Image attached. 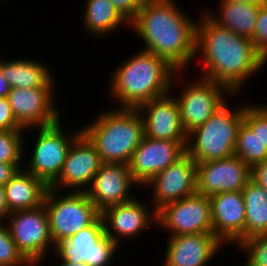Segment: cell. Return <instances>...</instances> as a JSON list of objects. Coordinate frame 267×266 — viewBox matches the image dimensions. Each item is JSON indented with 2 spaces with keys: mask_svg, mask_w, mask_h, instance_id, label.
<instances>
[{
  "mask_svg": "<svg viewBox=\"0 0 267 266\" xmlns=\"http://www.w3.org/2000/svg\"><path fill=\"white\" fill-rule=\"evenodd\" d=\"M201 15L198 18L200 22H196L195 41V59L200 57V61L196 62L202 65L200 77L213 80L237 96L244 83L255 74L257 76L260 69L263 70L267 59L255 48L251 39L219 27L204 11Z\"/></svg>",
  "mask_w": 267,
  "mask_h": 266,
  "instance_id": "6da1fadb",
  "label": "cell"
},
{
  "mask_svg": "<svg viewBox=\"0 0 267 266\" xmlns=\"http://www.w3.org/2000/svg\"><path fill=\"white\" fill-rule=\"evenodd\" d=\"M181 9L175 0L142 4L129 28L144 43L141 50L154 53L177 71L185 72L196 57L197 21Z\"/></svg>",
  "mask_w": 267,
  "mask_h": 266,
  "instance_id": "7a4b0ae2",
  "label": "cell"
},
{
  "mask_svg": "<svg viewBox=\"0 0 267 266\" xmlns=\"http://www.w3.org/2000/svg\"><path fill=\"white\" fill-rule=\"evenodd\" d=\"M111 73L108 97L116 108L131 109L173 92L175 81L184 76L165 59L141 49Z\"/></svg>",
  "mask_w": 267,
  "mask_h": 266,
  "instance_id": "3957f363",
  "label": "cell"
},
{
  "mask_svg": "<svg viewBox=\"0 0 267 266\" xmlns=\"http://www.w3.org/2000/svg\"><path fill=\"white\" fill-rule=\"evenodd\" d=\"M109 109L81 126L82 133L95 146L103 163L128 165L144 138L141 113L131 108Z\"/></svg>",
  "mask_w": 267,
  "mask_h": 266,
  "instance_id": "277c9868",
  "label": "cell"
},
{
  "mask_svg": "<svg viewBox=\"0 0 267 266\" xmlns=\"http://www.w3.org/2000/svg\"><path fill=\"white\" fill-rule=\"evenodd\" d=\"M227 102L207 122L187 135L186 152L196 163L234 155L238 130L243 122L244 104L234 109Z\"/></svg>",
  "mask_w": 267,
  "mask_h": 266,
  "instance_id": "5b68a950",
  "label": "cell"
},
{
  "mask_svg": "<svg viewBox=\"0 0 267 266\" xmlns=\"http://www.w3.org/2000/svg\"><path fill=\"white\" fill-rule=\"evenodd\" d=\"M62 193L49 187L44 199L54 245L91 226L100 217L86 191Z\"/></svg>",
  "mask_w": 267,
  "mask_h": 266,
  "instance_id": "8992f818",
  "label": "cell"
},
{
  "mask_svg": "<svg viewBox=\"0 0 267 266\" xmlns=\"http://www.w3.org/2000/svg\"><path fill=\"white\" fill-rule=\"evenodd\" d=\"M61 118L48 126L37 128V138L32 143L31 158L23 167L50 187L61 174L69 147L82 133V128L65 133ZM35 143V144H34Z\"/></svg>",
  "mask_w": 267,
  "mask_h": 266,
  "instance_id": "52a82bcc",
  "label": "cell"
},
{
  "mask_svg": "<svg viewBox=\"0 0 267 266\" xmlns=\"http://www.w3.org/2000/svg\"><path fill=\"white\" fill-rule=\"evenodd\" d=\"M5 223L17 249L33 266H41L48 254H53L55 245L44 204L34 209L11 212Z\"/></svg>",
  "mask_w": 267,
  "mask_h": 266,
  "instance_id": "ba28073f",
  "label": "cell"
},
{
  "mask_svg": "<svg viewBox=\"0 0 267 266\" xmlns=\"http://www.w3.org/2000/svg\"><path fill=\"white\" fill-rule=\"evenodd\" d=\"M179 94L174 97L178 102L180 123L188 135L203 125L227 101L232 94L222 85L203 77L186 81ZM193 81V82H192ZM184 85V86H183Z\"/></svg>",
  "mask_w": 267,
  "mask_h": 266,
  "instance_id": "9c48e42d",
  "label": "cell"
},
{
  "mask_svg": "<svg viewBox=\"0 0 267 266\" xmlns=\"http://www.w3.org/2000/svg\"><path fill=\"white\" fill-rule=\"evenodd\" d=\"M117 248L119 245L105 234L103 220L99 217L91 226L55 244L51 256L70 263L111 266L117 260Z\"/></svg>",
  "mask_w": 267,
  "mask_h": 266,
  "instance_id": "30bf717a",
  "label": "cell"
},
{
  "mask_svg": "<svg viewBox=\"0 0 267 266\" xmlns=\"http://www.w3.org/2000/svg\"><path fill=\"white\" fill-rule=\"evenodd\" d=\"M157 227L168 231V237L213 234L210 198L196 192L165 205L157 212Z\"/></svg>",
  "mask_w": 267,
  "mask_h": 266,
  "instance_id": "8fae6325",
  "label": "cell"
},
{
  "mask_svg": "<svg viewBox=\"0 0 267 266\" xmlns=\"http://www.w3.org/2000/svg\"><path fill=\"white\" fill-rule=\"evenodd\" d=\"M54 89L55 87L11 88L7 99L16 121L25 130L48 126L60 119Z\"/></svg>",
  "mask_w": 267,
  "mask_h": 266,
  "instance_id": "7c38bea8",
  "label": "cell"
},
{
  "mask_svg": "<svg viewBox=\"0 0 267 266\" xmlns=\"http://www.w3.org/2000/svg\"><path fill=\"white\" fill-rule=\"evenodd\" d=\"M196 165L197 163L186 152L177 161L153 177L143 186L152 189L149 205H152L153 209L158 212L167 204L195 194Z\"/></svg>",
  "mask_w": 267,
  "mask_h": 266,
  "instance_id": "4fadbf2b",
  "label": "cell"
},
{
  "mask_svg": "<svg viewBox=\"0 0 267 266\" xmlns=\"http://www.w3.org/2000/svg\"><path fill=\"white\" fill-rule=\"evenodd\" d=\"M142 200L134 196L128 202L110 206L100 213L105 234L119 246L121 241L137 238L152 225L157 227V212Z\"/></svg>",
  "mask_w": 267,
  "mask_h": 266,
  "instance_id": "5bb4252c",
  "label": "cell"
},
{
  "mask_svg": "<svg viewBox=\"0 0 267 266\" xmlns=\"http://www.w3.org/2000/svg\"><path fill=\"white\" fill-rule=\"evenodd\" d=\"M196 192L212 196L221 192L241 191L251 179V168L239 157L197 163Z\"/></svg>",
  "mask_w": 267,
  "mask_h": 266,
  "instance_id": "9a60e30c",
  "label": "cell"
},
{
  "mask_svg": "<svg viewBox=\"0 0 267 266\" xmlns=\"http://www.w3.org/2000/svg\"><path fill=\"white\" fill-rule=\"evenodd\" d=\"M102 164L95 146L81 133L69 147L61 174L50 188L86 191Z\"/></svg>",
  "mask_w": 267,
  "mask_h": 266,
  "instance_id": "2e32d148",
  "label": "cell"
},
{
  "mask_svg": "<svg viewBox=\"0 0 267 266\" xmlns=\"http://www.w3.org/2000/svg\"><path fill=\"white\" fill-rule=\"evenodd\" d=\"M187 141L143 138L128 164L134 180L142 187L186 153Z\"/></svg>",
  "mask_w": 267,
  "mask_h": 266,
  "instance_id": "e0dca14e",
  "label": "cell"
},
{
  "mask_svg": "<svg viewBox=\"0 0 267 266\" xmlns=\"http://www.w3.org/2000/svg\"><path fill=\"white\" fill-rule=\"evenodd\" d=\"M140 186L127 164L103 163L86 193L101 213L104 209L133 199L132 188Z\"/></svg>",
  "mask_w": 267,
  "mask_h": 266,
  "instance_id": "ac0fdd59",
  "label": "cell"
},
{
  "mask_svg": "<svg viewBox=\"0 0 267 266\" xmlns=\"http://www.w3.org/2000/svg\"><path fill=\"white\" fill-rule=\"evenodd\" d=\"M138 110L143 120L145 137L187 141V134L180 123L178 102L172 92L142 104Z\"/></svg>",
  "mask_w": 267,
  "mask_h": 266,
  "instance_id": "d6986e66",
  "label": "cell"
},
{
  "mask_svg": "<svg viewBox=\"0 0 267 266\" xmlns=\"http://www.w3.org/2000/svg\"><path fill=\"white\" fill-rule=\"evenodd\" d=\"M213 234L224 245L244 240L246 208L241 191L221 192L209 197Z\"/></svg>",
  "mask_w": 267,
  "mask_h": 266,
  "instance_id": "ffe728a7",
  "label": "cell"
},
{
  "mask_svg": "<svg viewBox=\"0 0 267 266\" xmlns=\"http://www.w3.org/2000/svg\"><path fill=\"white\" fill-rule=\"evenodd\" d=\"M163 266H207L225 245L214 234L168 237Z\"/></svg>",
  "mask_w": 267,
  "mask_h": 266,
  "instance_id": "44dd1931",
  "label": "cell"
},
{
  "mask_svg": "<svg viewBox=\"0 0 267 266\" xmlns=\"http://www.w3.org/2000/svg\"><path fill=\"white\" fill-rule=\"evenodd\" d=\"M0 69L11 88L31 89L55 86V77L49 65L36 59L22 57V59L4 61L1 58Z\"/></svg>",
  "mask_w": 267,
  "mask_h": 266,
  "instance_id": "7402d4cb",
  "label": "cell"
},
{
  "mask_svg": "<svg viewBox=\"0 0 267 266\" xmlns=\"http://www.w3.org/2000/svg\"><path fill=\"white\" fill-rule=\"evenodd\" d=\"M48 186L24 168L4 185L9 212L34 209L44 204Z\"/></svg>",
  "mask_w": 267,
  "mask_h": 266,
  "instance_id": "603a6c76",
  "label": "cell"
},
{
  "mask_svg": "<svg viewBox=\"0 0 267 266\" xmlns=\"http://www.w3.org/2000/svg\"><path fill=\"white\" fill-rule=\"evenodd\" d=\"M219 2L217 13L206 8L204 13L219 27L252 40L261 4L223 0Z\"/></svg>",
  "mask_w": 267,
  "mask_h": 266,
  "instance_id": "cb8c5ba5",
  "label": "cell"
},
{
  "mask_svg": "<svg viewBox=\"0 0 267 266\" xmlns=\"http://www.w3.org/2000/svg\"><path fill=\"white\" fill-rule=\"evenodd\" d=\"M82 21L87 35L101 39L110 37L122 26L130 27V23L119 13L109 0H86L83 4ZM120 27V28H119Z\"/></svg>",
  "mask_w": 267,
  "mask_h": 266,
  "instance_id": "d4e9b609",
  "label": "cell"
},
{
  "mask_svg": "<svg viewBox=\"0 0 267 266\" xmlns=\"http://www.w3.org/2000/svg\"><path fill=\"white\" fill-rule=\"evenodd\" d=\"M241 192L246 208L244 240L267 234V191L250 179Z\"/></svg>",
  "mask_w": 267,
  "mask_h": 266,
  "instance_id": "484cf974",
  "label": "cell"
},
{
  "mask_svg": "<svg viewBox=\"0 0 267 266\" xmlns=\"http://www.w3.org/2000/svg\"><path fill=\"white\" fill-rule=\"evenodd\" d=\"M234 155L239 157L250 168L267 159V149L262 146L258 134L243 121L239 127Z\"/></svg>",
  "mask_w": 267,
  "mask_h": 266,
  "instance_id": "4316f807",
  "label": "cell"
},
{
  "mask_svg": "<svg viewBox=\"0 0 267 266\" xmlns=\"http://www.w3.org/2000/svg\"><path fill=\"white\" fill-rule=\"evenodd\" d=\"M24 131L26 130H2L0 131V162L6 164H20L25 155ZM24 140V141H23Z\"/></svg>",
  "mask_w": 267,
  "mask_h": 266,
  "instance_id": "83f0119b",
  "label": "cell"
},
{
  "mask_svg": "<svg viewBox=\"0 0 267 266\" xmlns=\"http://www.w3.org/2000/svg\"><path fill=\"white\" fill-rule=\"evenodd\" d=\"M0 221V266H33L17 249L7 224Z\"/></svg>",
  "mask_w": 267,
  "mask_h": 266,
  "instance_id": "f1b7e54d",
  "label": "cell"
},
{
  "mask_svg": "<svg viewBox=\"0 0 267 266\" xmlns=\"http://www.w3.org/2000/svg\"><path fill=\"white\" fill-rule=\"evenodd\" d=\"M237 246L247 255L243 266H267V234L246 238Z\"/></svg>",
  "mask_w": 267,
  "mask_h": 266,
  "instance_id": "f546056e",
  "label": "cell"
},
{
  "mask_svg": "<svg viewBox=\"0 0 267 266\" xmlns=\"http://www.w3.org/2000/svg\"><path fill=\"white\" fill-rule=\"evenodd\" d=\"M243 121L258 134L262 146L267 149V105L245 103Z\"/></svg>",
  "mask_w": 267,
  "mask_h": 266,
  "instance_id": "4dcf8cb0",
  "label": "cell"
},
{
  "mask_svg": "<svg viewBox=\"0 0 267 266\" xmlns=\"http://www.w3.org/2000/svg\"><path fill=\"white\" fill-rule=\"evenodd\" d=\"M252 42L255 48L267 59V1L260 6Z\"/></svg>",
  "mask_w": 267,
  "mask_h": 266,
  "instance_id": "1f68e13d",
  "label": "cell"
},
{
  "mask_svg": "<svg viewBox=\"0 0 267 266\" xmlns=\"http://www.w3.org/2000/svg\"><path fill=\"white\" fill-rule=\"evenodd\" d=\"M25 130L15 119L7 97L0 98V131Z\"/></svg>",
  "mask_w": 267,
  "mask_h": 266,
  "instance_id": "d6a6232c",
  "label": "cell"
},
{
  "mask_svg": "<svg viewBox=\"0 0 267 266\" xmlns=\"http://www.w3.org/2000/svg\"><path fill=\"white\" fill-rule=\"evenodd\" d=\"M119 13L130 23L137 15L141 4L137 0H109Z\"/></svg>",
  "mask_w": 267,
  "mask_h": 266,
  "instance_id": "836d02e7",
  "label": "cell"
},
{
  "mask_svg": "<svg viewBox=\"0 0 267 266\" xmlns=\"http://www.w3.org/2000/svg\"><path fill=\"white\" fill-rule=\"evenodd\" d=\"M251 180L267 191V159L251 167Z\"/></svg>",
  "mask_w": 267,
  "mask_h": 266,
  "instance_id": "e575fe53",
  "label": "cell"
},
{
  "mask_svg": "<svg viewBox=\"0 0 267 266\" xmlns=\"http://www.w3.org/2000/svg\"><path fill=\"white\" fill-rule=\"evenodd\" d=\"M22 164H6L0 162V185H6L11 178L22 169Z\"/></svg>",
  "mask_w": 267,
  "mask_h": 266,
  "instance_id": "d590c367",
  "label": "cell"
},
{
  "mask_svg": "<svg viewBox=\"0 0 267 266\" xmlns=\"http://www.w3.org/2000/svg\"><path fill=\"white\" fill-rule=\"evenodd\" d=\"M9 214L4 186L0 185V221L5 222Z\"/></svg>",
  "mask_w": 267,
  "mask_h": 266,
  "instance_id": "8d00e7d4",
  "label": "cell"
},
{
  "mask_svg": "<svg viewBox=\"0 0 267 266\" xmlns=\"http://www.w3.org/2000/svg\"><path fill=\"white\" fill-rule=\"evenodd\" d=\"M11 87L7 80L4 78L3 73L0 69V98L7 97L8 93L10 92Z\"/></svg>",
  "mask_w": 267,
  "mask_h": 266,
  "instance_id": "74e56055",
  "label": "cell"
},
{
  "mask_svg": "<svg viewBox=\"0 0 267 266\" xmlns=\"http://www.w3.org/2000/svg\"><path fill=\"white\" fill-rule=\"evenodd\" d=\"M59 262L58 265L56 266H88L85 262H75V263H70V262H67L66 260H60L58 258Z\"/></svg>",
  "mask_w": 267,
  "mask_h": 266,
  "instance_id": "f35d334b",
  "label": "cell"
},
{
  "mask_svg": "<svg viewBox=\"0 0 267 266\" xmlns=\"http://www.w3.org/2000/svg\"><path fill=\"white\" fill-rule=\"evenodd\" d=\"M223 1L262 4V3L266 2L267 0H223Z\"/></svg>",
  "mask_w": 267,
  "mask_h": 266,
  "instance_id": "ab89813d",
  "label": "cell"
},
{
  "mask_svg": "<svg viewBox=\"0 0 267 266\" xmlns=\"http://www.w3.org/2000/svg\"><path fill=\"white\" fill-rule=\"evenodd\" d=\"M137 1L142 5V4L149 3V2H154V1H157V0H137Z\"/></svg>",
  "mask_w": 267,
  "mask_h": 266,
  "instance_id": "60d3db41",
  "label": "cell"
}]
</instances>
